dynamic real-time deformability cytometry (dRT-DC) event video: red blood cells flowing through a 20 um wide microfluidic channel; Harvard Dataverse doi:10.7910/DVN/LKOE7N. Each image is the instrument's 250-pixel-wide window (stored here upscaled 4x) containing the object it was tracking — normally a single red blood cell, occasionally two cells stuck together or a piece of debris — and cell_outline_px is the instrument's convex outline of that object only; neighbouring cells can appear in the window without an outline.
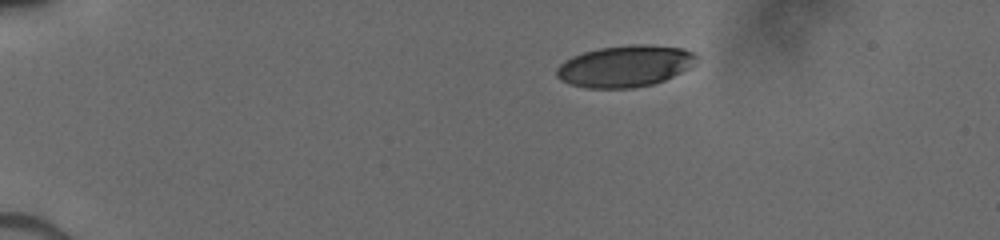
{"species": "human", "species_latin": "Homo sapiens", "temperature_condition": "cold", "stored_images_in_passage": 25, "camera_frame_rate_fps": 3000, "um_per_image_px": 0.085, "donor": {"sex": "male"}, "frame": {"image": 1, "passage_image": 1, "time_ms": 0.0, "image_size_px": [1000, 240], "cell_outline_px": [[696, 60], [688, 68], [664, 80], [652, 84], [632, 88], [584, 88], [560, 80], [556, 76], [556, 68], [564, 60], [572, 56], [584, 52], [600, 48], [628, 44], [648, 44], [684, 48], [696, 52]], "centroid_in_image_um": [53.11, 5.61], "position_along_channel_um": 31.9, "area_um2": 33.93}}
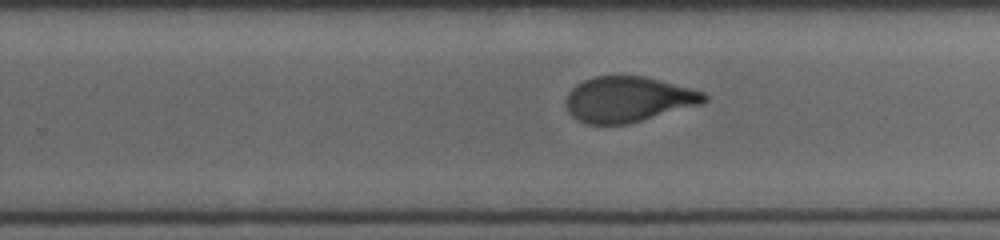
{"frame": {"image": 2, "passage_image": 14, "time_ms": 8.0, "image_size_px": [1000, 240], "cell_outline_px": [[708, 100], [700, 104], [640, 120], [624, 124], [588, 124], [572, 116], [568, 112], [564, 104], [564, 100], [568, 92], [576, 84], [584, 80], [596, 76], [644, 76], [704, 92], [708, 96]], "centroid_in_image_um": [53.34, 8.43], "position_along_channel_um": 276.5, "area_um2": 36.24}}
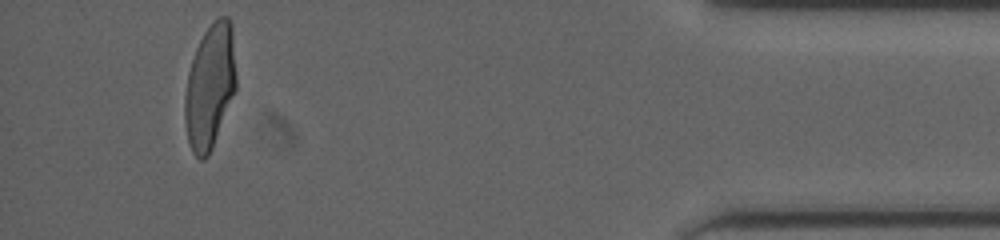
{"frame": {"image": 3, "passage_image": 24, "time_ms": 12.667, "image_size_px": [1000, 240], "cell_outline_px": [[236, 88], [212, 148], [208, 156], [204, 160], [200, 160], [192, 152], [188, 140], [184, 120], [184, 96], [188, 72], [196, 48], [204, 32], [220, 16], [228, 16], [232, 24], [236, 76]], "centroid_in_image_um": [17.83, 7.36], "position_along_channel_um": 417.4, "area_um2": 37.11}}